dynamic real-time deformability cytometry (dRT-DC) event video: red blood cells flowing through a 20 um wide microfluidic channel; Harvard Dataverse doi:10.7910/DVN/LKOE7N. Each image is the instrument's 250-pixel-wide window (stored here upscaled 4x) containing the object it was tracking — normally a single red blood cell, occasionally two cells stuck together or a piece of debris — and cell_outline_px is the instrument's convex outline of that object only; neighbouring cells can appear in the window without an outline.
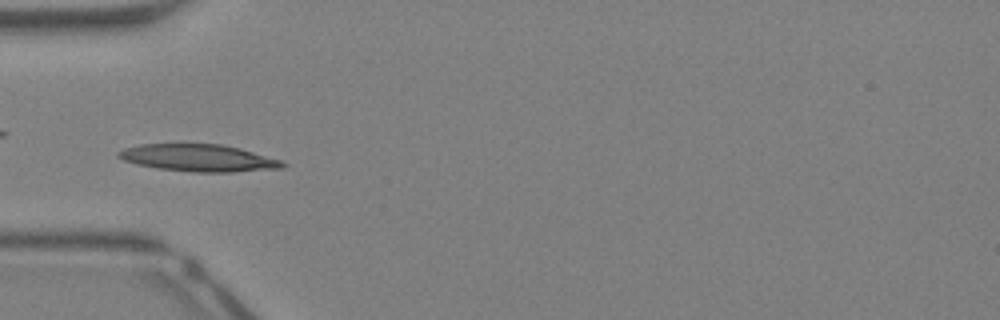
{"species": "Egyptian fruit bat (a non-hibernating species)", "species_latin": "Rousettus aegyptiacus", "temperature_condition": "warm", "stored_images_in_passage": 45, "camera_frame_rate_fps": 3000, "um_per_image_px": 0.085, "animal": {"sex": "female"}, "frame": {"image": 1, "passage_image": 16, "time_ms": 5.0, "image_size_px": [1000, 320], "cell_outline_px": [[288, 164], [284, 168], [232, 172], [192, 172], [156, 168], [136, 164], [124, 160], [116, 156], [116, 152], [124, 148], [140, 144], [224, 144], [240, 148], [280, 160]], "centroid_in_image_um": [16.87, 13.42], "position_along_channel_um": 68.1, "area_um2": 26.07}}
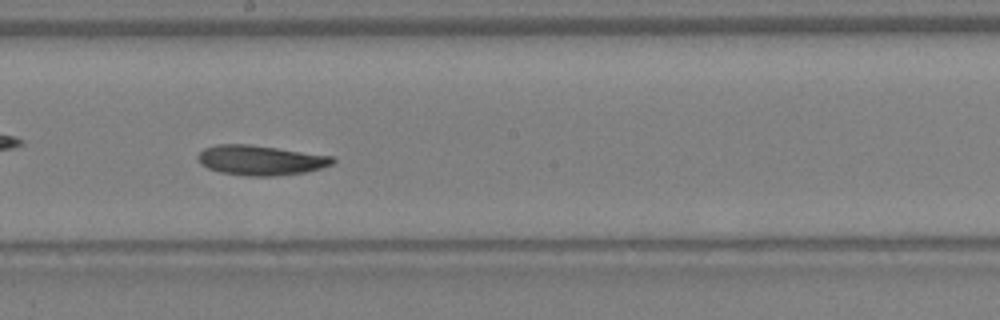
{"frame": {"image": 2, "passage_image": 26, "time_ms": 8.333, "image_size_px": [1000, 320], "cell_outline_px": [[336, 160], [332, 164], [320, 168], [304, 172], [276, 176], [248, 176], [220, 172], [208, 168], [200, 164], [196, 156], [204, 148], [216, 144], [248, 144], [336, 156]], "centroid_in_image_um": [22.15, 13.61], "position_along_channel_um": 226.1, "area_um2": 23.58}}
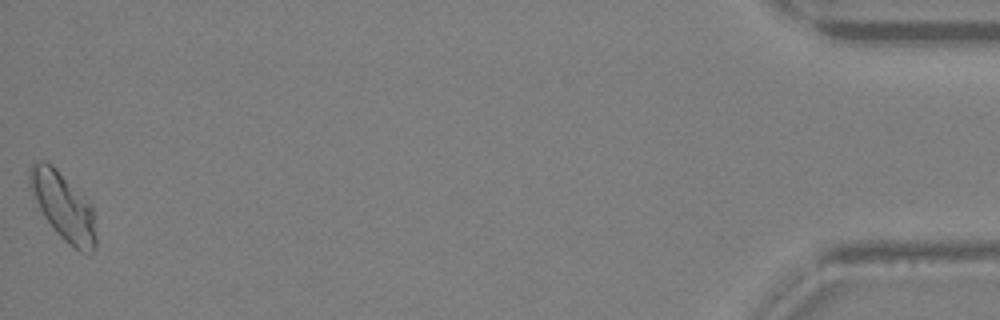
{"frame": {"image": 3, "passage_image": 45, "time_ms": 14.667, "image_size_px": [1000, 320], "cell_outline_px": [[96, 248], [88, 256], [80, 252], [68, 244], [56, 232], [44, 216], [28, 184], [28, 172], [32, 164], [36, 160], [44, 160], [52, 164], [92, 204], [96, 236]], "centroid_in_image_um": [5.4, 17.55], "position_along_channel_um": 429.8, "area_um2": 26.24}, "authors_computed_cell_mechanics": {"area_um2": 23.5824, "velocity_mm_per_s": 4.7451, "shape_relaxation_time_tau1_ms": 9.3564, "shape_relaxation_time_tau2_ms": 4.6063, "deformation_change_tau1": 0.2, "deformation_change_tau2": 0.1125}}